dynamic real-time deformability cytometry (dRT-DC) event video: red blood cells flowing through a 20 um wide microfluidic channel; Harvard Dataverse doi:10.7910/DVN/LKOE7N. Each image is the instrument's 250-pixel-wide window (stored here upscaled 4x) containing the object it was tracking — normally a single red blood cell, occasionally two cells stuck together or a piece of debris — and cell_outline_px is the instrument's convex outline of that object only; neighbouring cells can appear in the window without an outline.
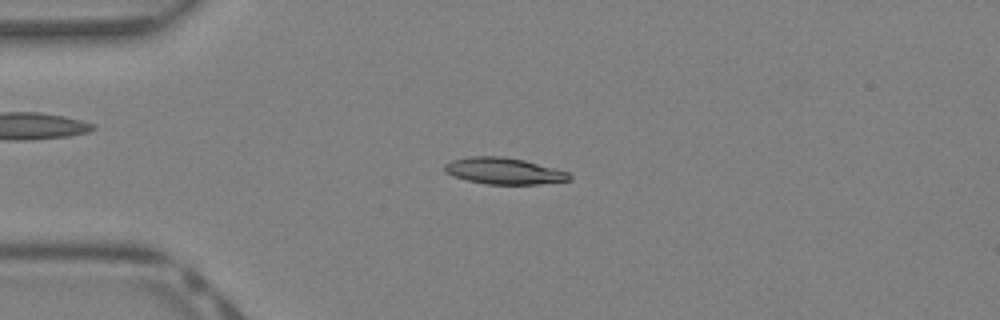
{"species": "Egyptian fruit bat (a non-hibernating species)", "species_latin": "Rousettus aegyptiacus", "temperature_condition": "warm", "stored_images_in_passage": 40, "camera_frame_rate_fps": 3000, "um_per_image_px": 0.085, "animal": {"sex": "female"}, "frame": {"image": 1, "passage_image": 10, "time_ms": 3.0, "image_size_px": [1000, 320], "cell_outline_px": [[572, 180], [540, 184], [484, 184], [452, 176], [444, 172], [444, 164], [452, 160], [468, 156], [504, 156], [524, 160], [568, 172], [572, 176]], "centroid_in_image_um": [42.81, 14.53], "position_along_channel_um": 42.2, "area_um2": 19.36}}
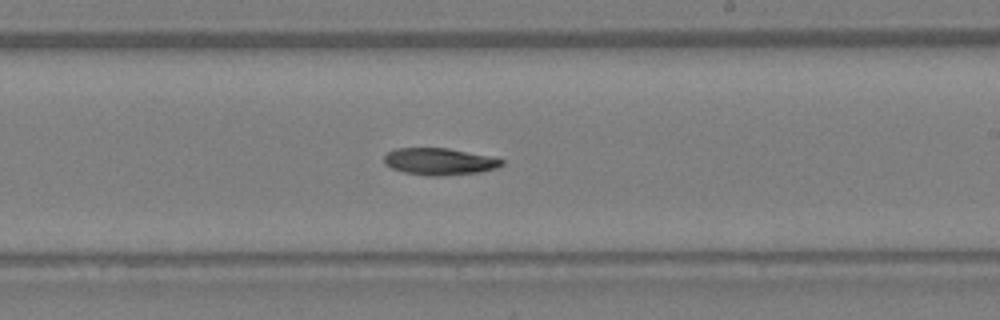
{"frame": {"image": 2, "passage_image": 24, "time_ms": 7.667, "image_size_px": [1000, 320], "cell_outline_px": [[504, 164], [496, 168], [480, 172], [436, 176], [432, 176], [404, 172], [392, 168], [384, 164], [384, 156], [388, 152], [396, 148], [448, 148], [488, 156], [504, 160]], "centroid_in_image_um": [37.33, 13.72], "position_along_channel_um": 251.7, "area_um2": 18.26}}
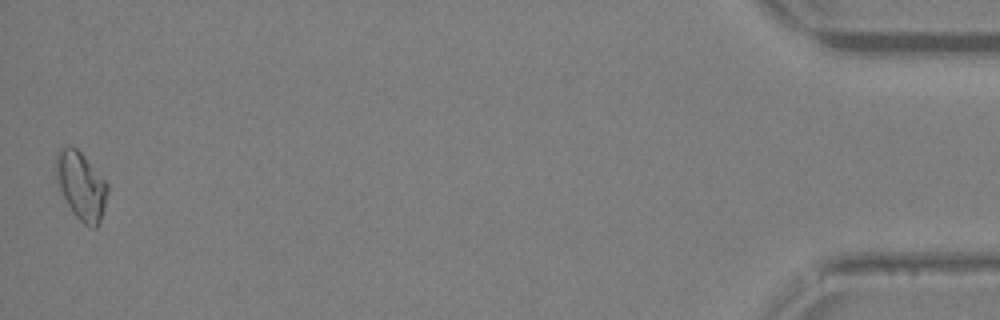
{"frame": {"image": 3, "passage_image": 40, "time_ms": 13.0, "image_size_px": [1000, 320], "cell_outline_px": [[108, 192], [100, 220], [96, 228], [92, 228], [84, 224], [72, 212], [60, 188], [52, 168], [52, 164], [56, 152], [60, 148], [76, 148], [84, 156], [108, 184]], "centroid_in_image_um": [6.85, 15.77], "position_along_channel_um": 428.3, "area_um2": 20.29}}